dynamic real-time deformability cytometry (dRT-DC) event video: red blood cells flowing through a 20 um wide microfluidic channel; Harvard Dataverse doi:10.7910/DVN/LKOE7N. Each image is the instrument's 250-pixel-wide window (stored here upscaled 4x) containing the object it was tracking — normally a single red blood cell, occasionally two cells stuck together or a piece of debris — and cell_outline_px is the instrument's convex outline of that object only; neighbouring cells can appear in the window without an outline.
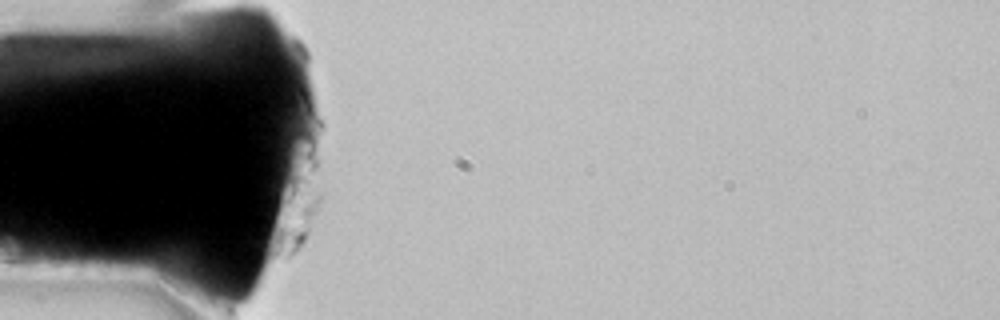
{"species": "common noctule bat (a hibernating species)", "species_latin": "Nyctalus noctula", "temperature_condition": "room temperature", "stored_images_in_passage": 1, "camera_frame_rate_fps": 3000, "um_per_image_px": 0.085, "animal": {"sex": "female", "body_mass_g": 22.7, "forearm_length_mm": 54.2}, "frame": {"image": 1, "passage_image": 1, "time_ms": 0.0, "image_size_px": [1000, 320], "cell_outline_px": [[228, 168], [200, 172], [172, 172], [160, 160], [160, 128], [168, 128], [224, 140], [228, 160]], "centroid_in_image_um": [16.29, 12.91], "position_along_channel_um": 68.7, "area_um2": 17.63}}